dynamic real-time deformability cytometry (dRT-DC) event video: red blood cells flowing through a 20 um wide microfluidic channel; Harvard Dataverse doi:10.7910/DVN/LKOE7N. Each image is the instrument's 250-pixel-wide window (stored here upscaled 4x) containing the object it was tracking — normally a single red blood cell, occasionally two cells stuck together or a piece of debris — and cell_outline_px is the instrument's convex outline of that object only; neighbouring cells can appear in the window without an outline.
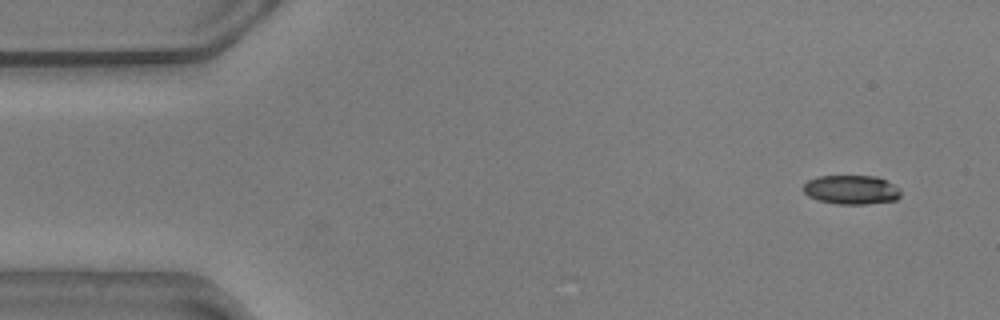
{"species": "common noctule bat (a hibernating species)", "species_latin": "Nyctalus noctula", "temperature_condition": "warm", "stored_images_in_passage": 53, "camera_frame_rate_fps": 3000, "um_per_image_px": 0.085, "animal": {"sex": "male", "body_mass_g": 20.5, "forearm_length_mm": 52.5}, "frame": {"image": 1, "passage_image": 1, "time_ms": 0.0, "image_size_px": [1000, 320], "cell_outline_px": [[900, 196], [896, 200], [868, 204], [836, 204], [816, 200], [808, 196], [804, 192], [804, 184], [808, 180], [820, 176], [876, 176], [892, 184], [900, 192]], "centroid_in_image_um": [72.33, 16.14], "position_along_channel_um": 12.7, "area_um2": 16.42}}
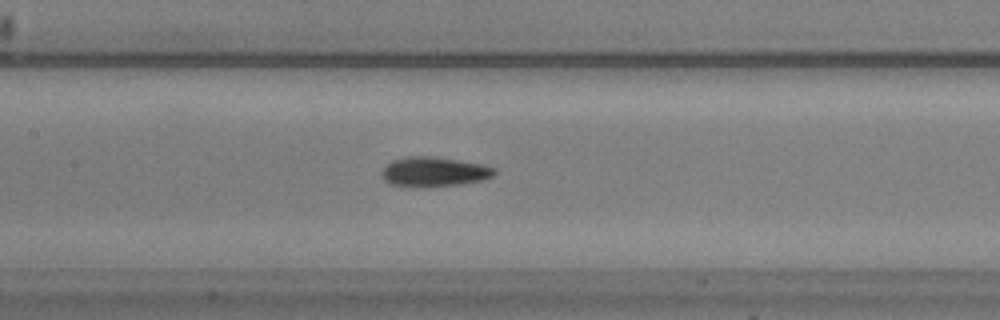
{"frame": {"image": 2, "passage_image": 23, "time_ms": 7.333, "image_size_px": [1000, 320], "cell_outline_px": [[496, 172], [492, 176], [480, 180], [460, 184], [420, 188], [388, 184], [380, 176], [380, 172], [384, 164], [392, 160], [408, 156], [432, 156], [484, 164], [496, 168]], "centroid_in_image_um": [36.82, 14.6], "position_along_channel_um": 170.6, "area_um2": 19.88}}
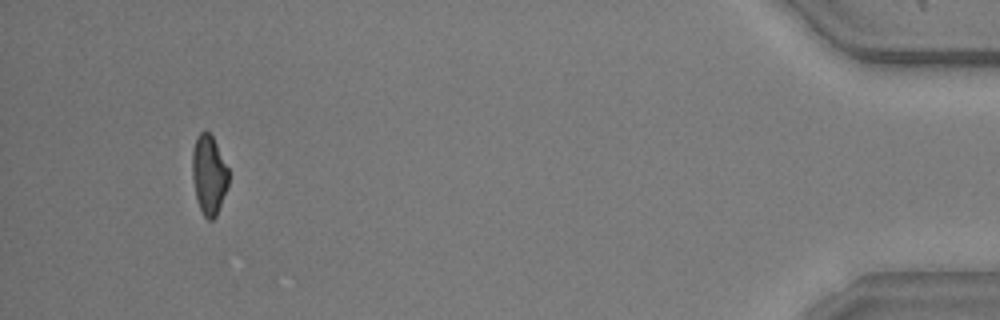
{"frame": {"image": 3, "passage_image": 50, "time_ms": 16.333, "image_size_px": [1000, 320], "cell_outline_px": [[228, 184], [216, 216], [212, 220], [208, 220], [204, 216], [200, 208], [196, 196], [192, 176], [192, 152], [196, 140], [200, 132], [208, 132], [212, 136], [228, 168]], "centroid_in_image_um": [17.75, 14.87], "position_along_channel_um": 417.5, "area_um2": 16.42}, "authors_computed_cell_mechanics": {"area_um2": 17.918, "velocity_mm_per_s": 3.5926, "shape_relaxation_time_tau1_ms": 4.5004, "shape_relaxation_time_tau2_ms": 4.1497, "deformation_change_tau1": 0.1652, "deformation_change_tau2": 0.1224}}